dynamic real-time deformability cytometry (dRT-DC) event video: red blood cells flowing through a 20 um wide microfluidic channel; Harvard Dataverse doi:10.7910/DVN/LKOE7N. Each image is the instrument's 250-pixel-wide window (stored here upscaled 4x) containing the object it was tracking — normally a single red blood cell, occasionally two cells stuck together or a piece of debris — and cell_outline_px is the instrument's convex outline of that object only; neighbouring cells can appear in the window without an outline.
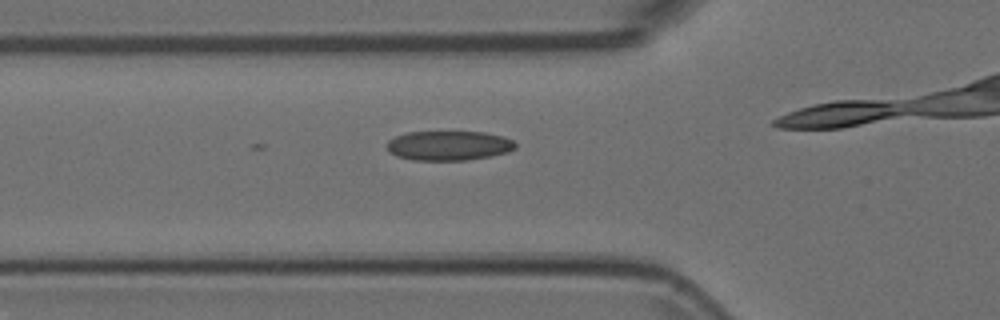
{"species": "Egyptian fruit bat (a non-hibernating species)", "species_latin": "Rousettus aegyptiacus", "temperature_condition": "room temperature", "stored_images_in_passage": 12, "camera_frame_rate_fps": 3000, "um_per_image_px": 0.085, "animal": {"sex": "female"}, "frame": {"image": 1, "passage_image": 2, "time_ms": 0.333, "image_size_px": [1000, 320], "cell_outline_px": [[516, 148], [508, 152], [492, 156], [468, 160], [412, 160], [396, 156], [388, 152], [388, 140], [396, 136], [408, 132], [484, 132], [504, 136], [512, 140], [516, 144]], "centroid_in_image_um": [38.16, 12.38], "position_along_channel_um": 87.6, "area_um2": 22.25}}
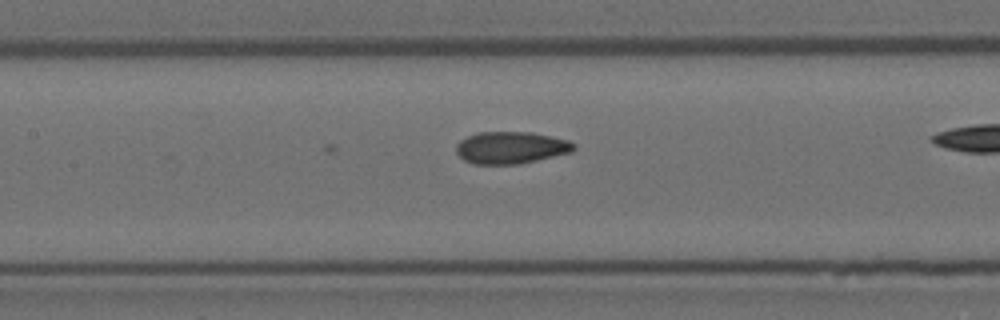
{"frame": {"image": 2, "passage_image": 8, "time_ms": 2.333, "image_size_px": [1000, 320], "cell_outline_px": [[576, 148], [572, 152], [520, 164], [472, 164], [464, 160], [456, 152], [456, 144], [460, 140], [468, 136], [480, 132], [532, 132], [568, 140], [576, 144]], "centroid_in_image_um": [43.44, 12.55], "position_along_channel_um": 164.0, "area_um2": 22.08}}